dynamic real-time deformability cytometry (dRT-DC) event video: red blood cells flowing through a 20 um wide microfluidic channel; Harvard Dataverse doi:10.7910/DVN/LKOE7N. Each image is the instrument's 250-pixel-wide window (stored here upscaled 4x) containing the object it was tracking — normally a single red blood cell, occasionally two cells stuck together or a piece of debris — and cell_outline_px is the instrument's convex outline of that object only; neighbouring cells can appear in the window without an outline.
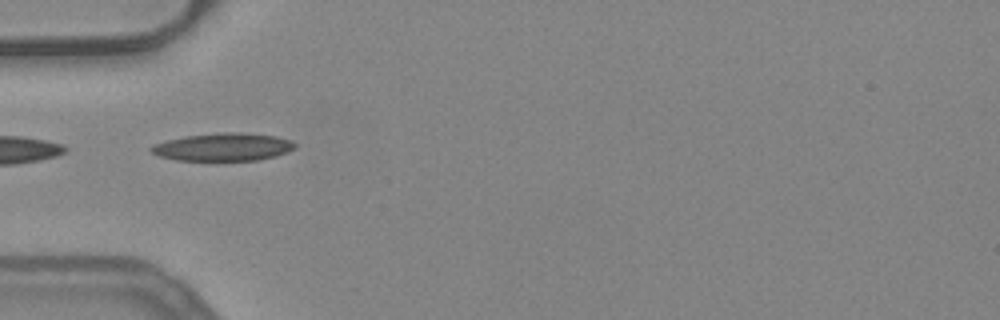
{"species": "common noctule bat (a hibernating species)", "species_latin": "Nyctalus noctula", "temperature_condition": "warm", "stored_images_in_passage": 5, "camera_frame_rate_fps": 3000, "um_per_image_px": 0.085, "animal": {"sex": "female", "body_mass_g": 24.6, "forearm_length_mm": 56.2}, "frame": {"image": 1, "passage_image": 1, "time_ms": 0.0, "image_size_px": [1000, 320], "cell_outline_px": [[296, 148], [288, 152], [276, 156], [260, 160], [176, 160], [160, 156], [152, 152], [148, 148], [152, 144], [184, 136], [220, 132], [240, 132], [276, 136], [292, 140], [296, 144]], "centroid_in_image_um": [19.0, 12.49], "position_along_channel_um": 66.0, "area_um2": 23.47}}